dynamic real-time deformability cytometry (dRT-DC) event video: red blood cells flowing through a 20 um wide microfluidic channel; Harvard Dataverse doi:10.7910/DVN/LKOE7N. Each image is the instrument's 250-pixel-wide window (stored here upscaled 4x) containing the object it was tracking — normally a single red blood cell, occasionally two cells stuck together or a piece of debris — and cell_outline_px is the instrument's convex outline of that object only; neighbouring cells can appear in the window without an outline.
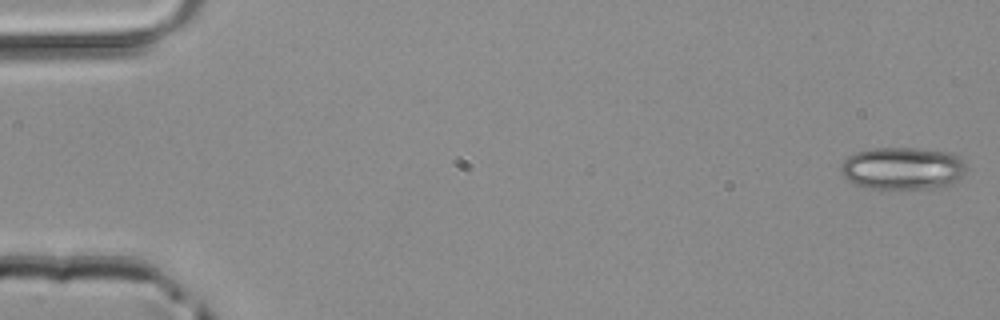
{"species": "common noctule bat (a hibernating species)", "species_latin": "Nyctalus noctula", "temperature_condition": "room temperature", "stored_images_in_passage": 16, "camera_frame_rate_fps": 3000, "um_per_image_px": 0.085, "animal": {"sex": "male", "body_mass_g": 20.4}, "frame": {"image": 1, "passage_image": 1, "time_ms": 0.0, "image_size_px": [1000, 320], "cell_outline_px": [[968, 168], [964, 176], [952, 184], [924, 188], [880, 192], [864, 188], [848, 180], [840, 172], [840, 168], [844, 160], [848, 156], [856, 152], [872, 148], [916, 148], [952, 152], [964, 160]], "centroid_in_image_um": [76.73, 14.34], "position_along_channel_um": 8.3, "area_um2": 32.14}}